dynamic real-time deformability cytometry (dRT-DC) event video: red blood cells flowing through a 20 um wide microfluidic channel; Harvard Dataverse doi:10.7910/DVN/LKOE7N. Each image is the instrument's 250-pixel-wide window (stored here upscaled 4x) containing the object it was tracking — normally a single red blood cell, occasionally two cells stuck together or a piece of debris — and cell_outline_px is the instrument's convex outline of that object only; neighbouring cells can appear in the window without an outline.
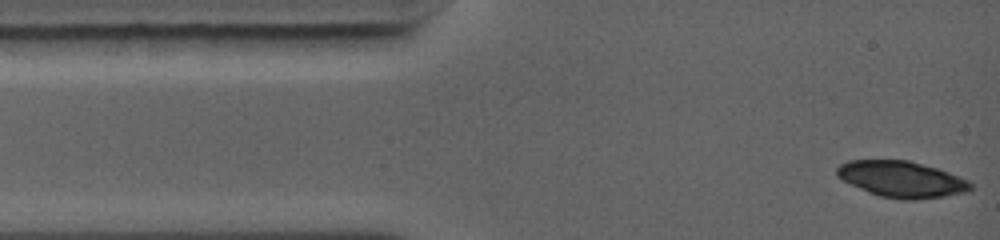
{"species": "common noctule bat (a hibernating species)", "species_latin": "Nyctalus noctula", "temperature_condition": "warm", "stored_images_in_passage": 10, "camera_frame_rate_fps": 5000, "um_per_image_px": 0.085, "animal": {"sex": "female", "body_mass_g": 19.0, "forearm_length_mm": 56.7}, "frame": {"image": 1, "passage_image": 1, "time_ms": 0.0, "image_size_px": [1000, 240], "cell_outline_px": [[972, 188], [964, 192], [944, 196], [908, 200], [900, 200], [880, 196], [868, 192], [836, 176], [836, 168], [840, 164], [848, 160], [908, 160], [936, 168], [948, 172], [968, 180], [972, 184]], "centroid_in_image_um": [76.61, 15.23], "position_along_channel_um": 8.4, "area_um2": 27.92}}